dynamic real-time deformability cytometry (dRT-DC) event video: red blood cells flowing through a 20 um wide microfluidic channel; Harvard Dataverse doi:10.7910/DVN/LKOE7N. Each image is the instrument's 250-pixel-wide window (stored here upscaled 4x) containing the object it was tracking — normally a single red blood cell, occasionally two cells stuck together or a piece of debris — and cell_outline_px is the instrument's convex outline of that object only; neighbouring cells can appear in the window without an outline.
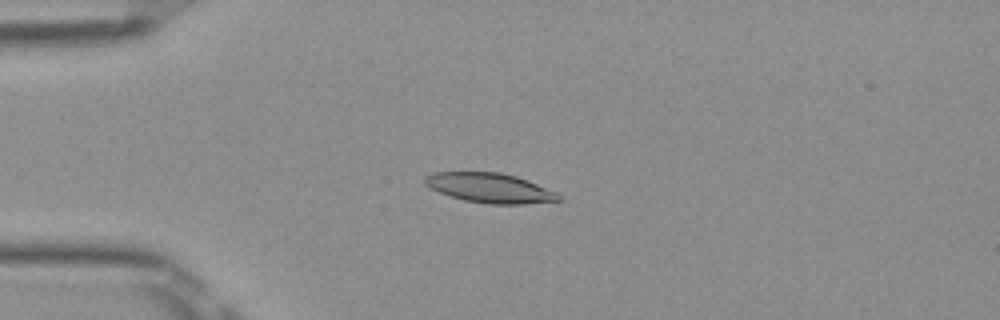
{"species": "Egyptian fruit bat (a non-hibernating species)", "species_latin": "Rousettus aegyptiacus", "temperature_condition": "room temperature", "stored_images_in_passage": 51, "camera_frame_rate_fps": 3000, "um_per_image_px": 0.085, "frame": {"image": 1, "passage_image": 13, "time_ms": 4.0, "image_size_px": [1000, 320], "cell_outline_px": [[560, 200], [524, 204], [488, 204], [464, 200], [440, 192], [424, 184], [424, 176], [432, 172], [500, 172], [516, 176], [528, 180], [556, 192], [560, 196]], "centroid_in_image_um": [41.62, 15.96], "position_along_channel_um": 43.4, "area_um2": 23.0}}
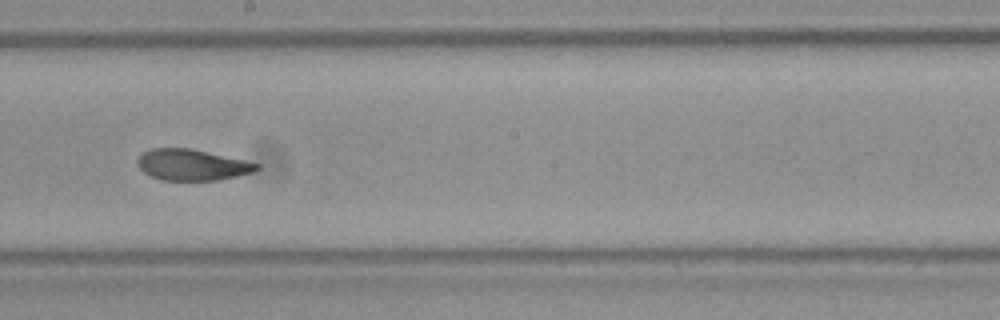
{"frame": {"image": 2, "passage_image": 29, "time_ms": 9.333, "image_size_px": [1000, 320], "cell_outline_px": [[260, 168], [252, 172], [236, 176], [216, 180], [160, 180], [144, 172], [140, 168], [136, 160], [144, 152], [152, 148], [192, 148], [244, 160], [260, 164]], "centroid_in_image_um": [16.32, 14.0], "position_along_channel_um": 231.9, "area_um2": 21.44}}
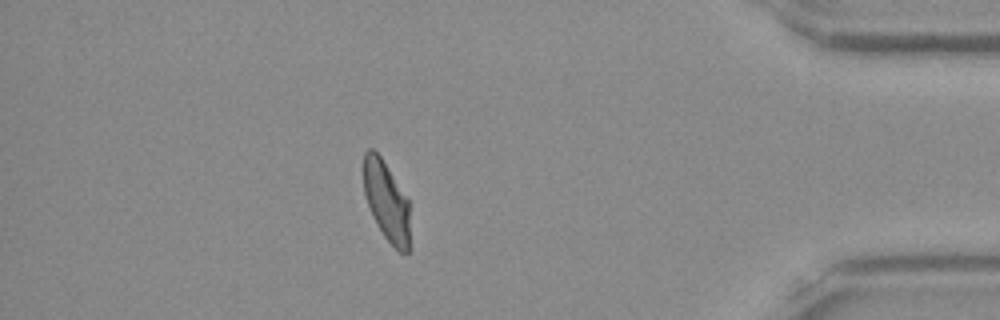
{"frame": {"image": 3, "passage_image": 45, "time_ms": 14.667, "image_size_px": [1000, 320], "cell_outline_px": [[408, 252], [400, 252], [384, 236], [376, 224], [372, 216], [364, 192], [364, 152], [368, 148], [372, 148], [380, 156], [408, 200]], "centroid_in_image_um": [32.81, 17.07], "position_along_channel_um": 402.4, "area_um2": 20.81}, "authors_computed_cell_mechanics": {"area_um2": 22.7154, "velocity_mm_per_s": 3.9698, "shape_relaxation_time_tau1_ms": 5.832, "shape_relaxation_time_tau2_ms": 1.518, "deformation_change_tau1": 0.1925, "deformation_change_tau2": 0.0498}}